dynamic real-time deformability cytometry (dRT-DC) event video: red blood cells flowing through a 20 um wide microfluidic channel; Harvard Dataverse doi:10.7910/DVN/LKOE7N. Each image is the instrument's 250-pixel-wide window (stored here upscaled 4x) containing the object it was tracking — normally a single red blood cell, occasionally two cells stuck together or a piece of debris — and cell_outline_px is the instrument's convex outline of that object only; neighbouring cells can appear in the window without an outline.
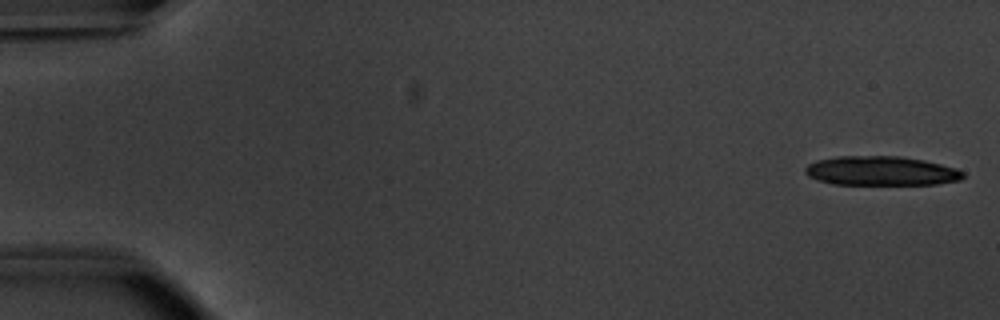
{"species": "common noctule bat (a hibernating species)", "species_latin": "Nyctalus noctula", "temperature_condition": "warm", "stored_images_in_passage": 26, "camera_frame_rate_fps": 3000, "um_per_image_px": 0.085, "animal": {"sex": "male", "body_mass_g": 20.1, "forearm_length_mm": 53.5}, "frame": {"image": 1, "passage_image": 1, "time_ms": 0.0, "image_size_px": [1000, 320], "cell_outline_px": [[964, 176], [960, 180], [936, 184], [832, 184], [808, 176], [804, 172], [804, 168], [808, 164], [816, 160], [836, 156], [900, 156], [924, 160], [956, 168], [964, 172]], "centroid_in_image_um": [74.88, 14.52], "position_along_channel_um": 10.1, "area_um2": 26.93}}